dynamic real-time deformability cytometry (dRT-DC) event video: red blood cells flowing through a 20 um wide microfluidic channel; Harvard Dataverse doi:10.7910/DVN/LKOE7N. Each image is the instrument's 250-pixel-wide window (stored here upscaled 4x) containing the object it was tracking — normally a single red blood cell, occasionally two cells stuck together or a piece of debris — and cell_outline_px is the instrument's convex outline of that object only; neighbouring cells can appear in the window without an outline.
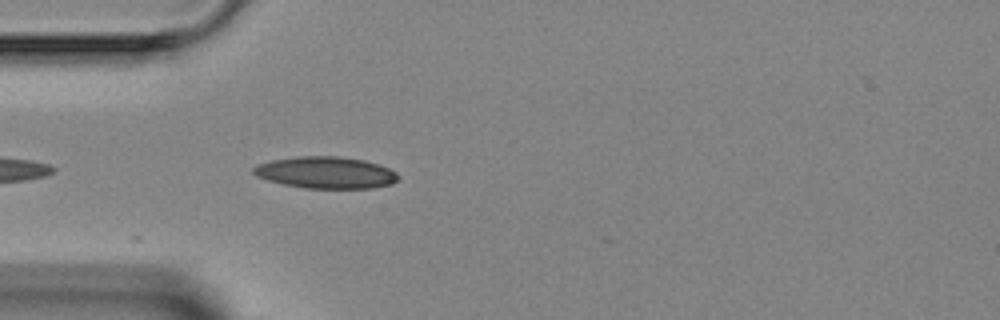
{"species": "Egyptian fruit bat (a non-hibernating species)", "species_latin": "Rousettus aegyptiacus", "temperature_condition": "room temperature", "stored_images_in_passage": 4, "camera_frame_rate_fps": 3000, "um_per_image_px": 0.085, "animal": {"sex": "female"}, "frame": {"image": 1, "passage_image": 4, "time_ms": 3.333, "image_size_px": [1000, 320], "cell_outline_px": [[400, 176], [392, 184], [372, 188], [304, 188], [284, 184], [268, 180], [256, 176], [252, 172], [252, 168], [260, 164], [272, 160], [300, 156], [340, 156], [364, 160], [388, 168], [396, 172]], "centroid_in_image_um": [27.7, 14.67], "position_along_channel_um": 57.3, "area_um2": 26.65}}